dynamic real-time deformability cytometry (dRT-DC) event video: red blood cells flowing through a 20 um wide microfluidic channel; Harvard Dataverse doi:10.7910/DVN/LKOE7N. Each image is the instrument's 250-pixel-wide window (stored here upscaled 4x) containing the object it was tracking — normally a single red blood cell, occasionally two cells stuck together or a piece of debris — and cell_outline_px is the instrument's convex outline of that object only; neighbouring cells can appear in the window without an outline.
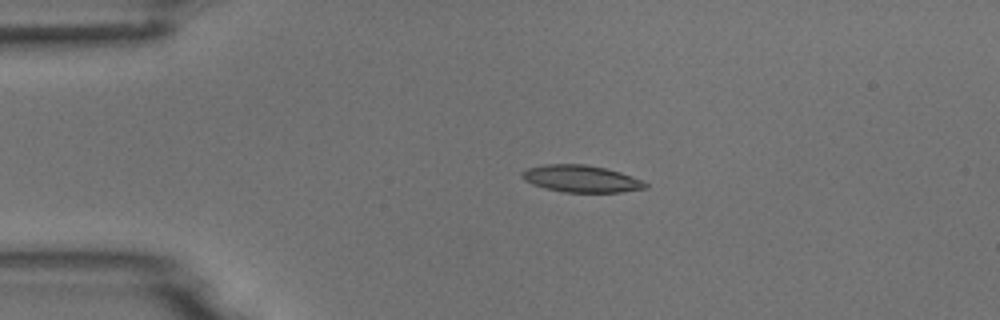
{"species": "common noctule bat (a hibernating species)", "species_latin": "Nyctalus noctula", "temperature_condition": "room temperature", "stored_images_in_passage": 4, "camera_frame_rate_fps": 3000, "um_per_image_px": 0.085, "animal": {"sex": "male", "body_mass_g": 18.8}, "frame": {"image": 1, "passage_image": 3, "time_ms": 3.333, "image_size_px": [1000, 320], "cell_outline_px": [[648, 188], [620, 192], [564, 192], [544, 188], [532, 184], [524, 180], [520, 176], [520, 172], [528, 168], [544, 164], [584, 164], [604, 168], [620, 172], [632, 176], [648, 184]], "centroid_in_image_um": [49.36, 15.19], "position_along_channel_um": 35.6, "area_um2": 19.42}}